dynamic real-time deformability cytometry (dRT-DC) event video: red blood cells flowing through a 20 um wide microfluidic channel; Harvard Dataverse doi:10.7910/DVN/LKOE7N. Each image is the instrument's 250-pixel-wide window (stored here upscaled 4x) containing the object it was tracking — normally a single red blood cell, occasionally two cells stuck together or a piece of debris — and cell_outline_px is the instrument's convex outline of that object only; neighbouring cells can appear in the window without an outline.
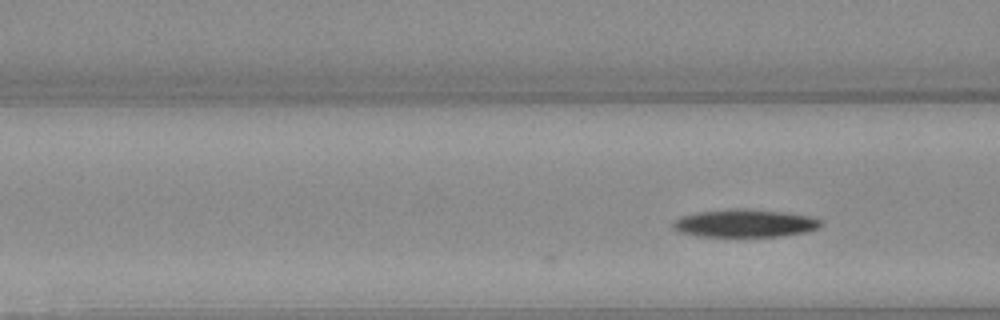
{"species": "Egyptian fruit bat (a non-hibernating species)", "species_latin": "Rousettus aegyptiacus", "temperature_condition": "warm", "stored_images_in_passage": 11, "camera_frame_rate_fps": 3000, "um_per_image_px": 0.085, "animal": {"sex": "female"}, "frame": {"image": 1, "passage_image": 11, "time_ms": 3.333, "image_size_px": [1000, 320], "cell_outline_px": [[820, 228], [808, 232], [784, 236], [696, 236], [680, 232], [672, 228], [672, 224], [676, 220], [684, 216], [700, 212], [780, 212], [808, 216], [820, 220]], "centroid_in_image_um": [63.35, 19.05], "position_along_channel_um": 103.3, "area_um2": 22.43}}